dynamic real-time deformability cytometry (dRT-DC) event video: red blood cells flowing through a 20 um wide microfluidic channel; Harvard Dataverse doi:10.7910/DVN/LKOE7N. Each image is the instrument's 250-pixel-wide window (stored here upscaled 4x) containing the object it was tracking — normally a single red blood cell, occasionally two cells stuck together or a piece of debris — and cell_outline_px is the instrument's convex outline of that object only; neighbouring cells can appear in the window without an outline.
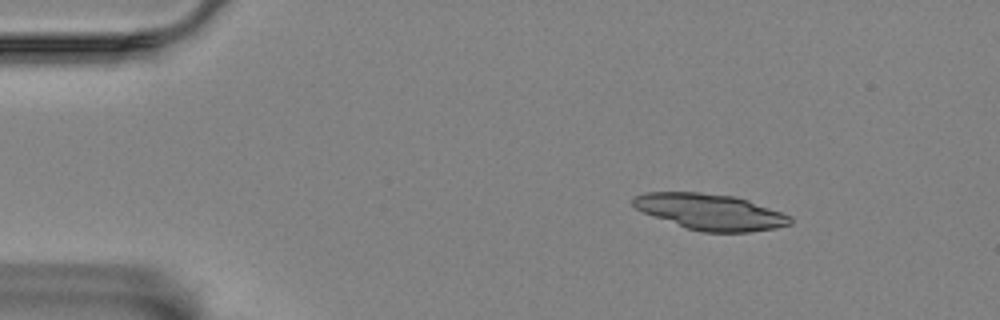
{"species": "Egyptian fruit bat (a non-hibernating species)", "species_latin": "Rousettus aegyptiacus", "temperature_condition": "room temperature", "stored_images_in_passage": 50, "camera_frame_rate_fps": 3000, "um_per_image_px": 0.085, "animal": {"sex": "female"}, "frame": {"image": 1, "passage_image": 1, "time_ms": 0.0, "image_size_px": [1000, 320], "cell_outline_px": [[792, 224], [776, 228], [748, 232], [704, 232], [688, 228], [644, 212], [636, 208], [632, 204], [632, 200], [636, 196], [644, 192], [700, 192], [732, 196], [748, 200], [792, 216]], "centroid_in_image_um": [60.42, 18.0], "position_along_channel_um": 24.6, "area_um2": 32.54}}